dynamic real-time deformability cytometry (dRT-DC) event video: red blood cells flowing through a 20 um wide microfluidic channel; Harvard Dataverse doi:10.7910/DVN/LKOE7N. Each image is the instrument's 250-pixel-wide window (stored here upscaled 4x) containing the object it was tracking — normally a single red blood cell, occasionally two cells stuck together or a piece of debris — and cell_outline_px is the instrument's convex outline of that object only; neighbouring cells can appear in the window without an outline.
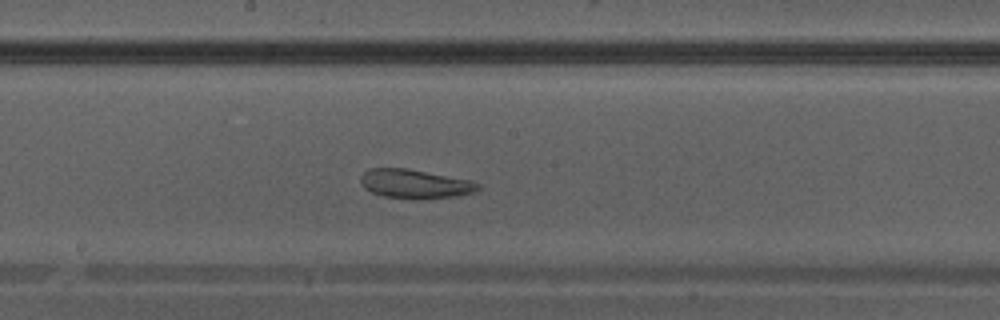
{"species": "Egyptian fruit bat (a non-hibernating species)", "species_latin": "Rousettus aegyptiacus", "temperature_condition": "warm", "stored_images_in_passage": 27, "camera_frame_rate_fps": 3000, "um_per_image_px": 0.085, "animal": {"sex": "male"}, "frame": {"image": 1, "passage_image": 16, "time_ms": 5.0, "image_size_px": [1000, 320], "cell_outline_px": [[480, 188], [472, 192], [456, 196], [384, 196], [372, 192], [364, 188], [360, 180], [360, 176], [368, 168], [408, 168], [472, 180], [480, 184]], "centroid_in_image_um": [35.25, 15.56], "position_along_channel_um": 213.0, "area_um2": 19.02}}